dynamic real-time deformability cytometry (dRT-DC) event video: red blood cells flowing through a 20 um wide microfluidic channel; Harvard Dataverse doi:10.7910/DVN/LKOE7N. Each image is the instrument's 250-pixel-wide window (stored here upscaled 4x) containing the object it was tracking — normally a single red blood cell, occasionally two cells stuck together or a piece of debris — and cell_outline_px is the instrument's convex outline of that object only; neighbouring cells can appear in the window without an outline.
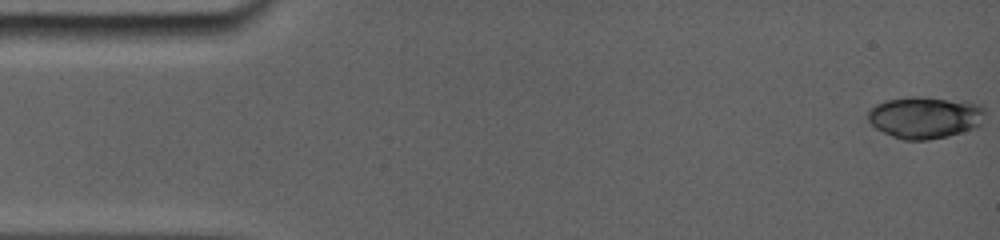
{"species": "common noctule bat (a hibernating species)", "species_latin": "Nyctalus noctula", "temperature_condition": "room temperature", "stored_images_in_passage": 12, "camera_frame_rate_fps": 5000, "um_per_image_px": 0.085, "animal": {"sex": "female", "body_mass_g": 19.0, "forearm_length_mm": 56.7}, "frame": {"image": 1, "passage_image": 1, "time_ms": 0.0, "image_size_px": [1000, 240], "cell_outline_px": [[984, 112], [976, 124], [960, 132], [944, 136], [924, 140], [908, 140], [884, 132], [876, 128], [868, 120], [868, 112], [876, 104], [888, 100], [908, 96], [920, 96], [976, 104], [984, 108]], "centroid_in_image_um": [78.52, 9.96], "position_along_channel_um": 6.5, "area_um2": 27.34}}
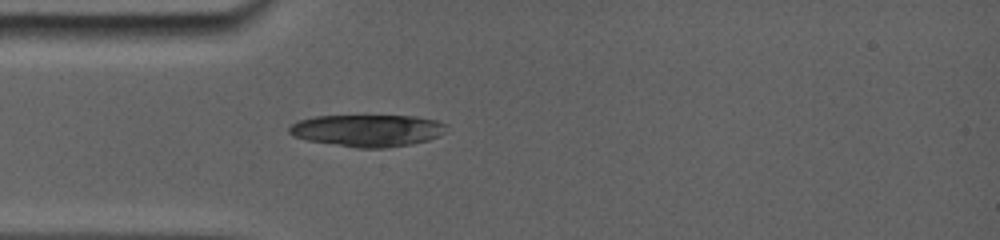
{"frame": {"image": 2, "passage_image": 12, "time_ms": 4.4, "image_size_px": [1000, 240], "cell_outline_px": [[444, 124], [436, 136], [424, 140], [408, 144], [380, 148], [360, 148], [308, 140], [296, 136], [288, 132], [288, 128], [292, 124], [300, 120], [316, 116], [416, 116], [436, 120]], "centroid_in_image_um": [31.14, 11.08], "position_along_channel_um": 53.9, "area_um2": 28.38}}